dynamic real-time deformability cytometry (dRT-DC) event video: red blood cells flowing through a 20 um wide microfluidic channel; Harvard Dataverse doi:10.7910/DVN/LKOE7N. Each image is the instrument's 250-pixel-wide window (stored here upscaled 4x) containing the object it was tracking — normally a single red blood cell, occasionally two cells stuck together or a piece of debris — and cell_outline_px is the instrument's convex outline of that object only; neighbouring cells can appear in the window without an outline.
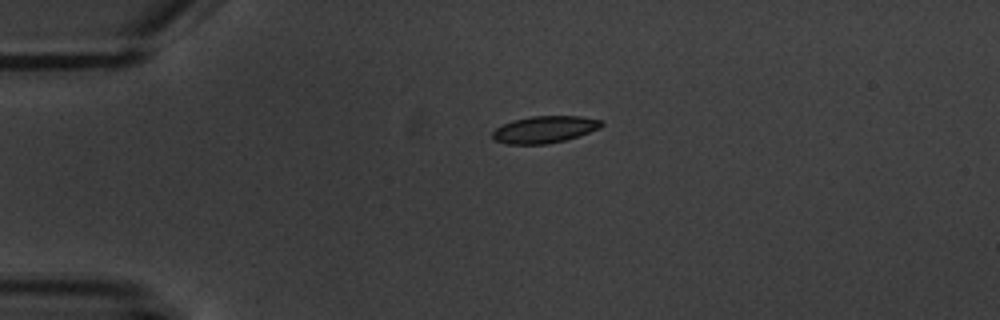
{"species": "common noctule bat (a hibernating species)", "species_latin": "Nyctalus noctula", "temperature_condition": "warm", "stored_images_in_passage": 1, "camera_frame_rate_fps": 3000, "um_per_image_px": 0.085, "animal": {"sex": "male", "body_mass_g": 20.1, "forearm_length_mm": 53.5}, "frame": {"image": 1, "passage_image": 1, "time_ms": 0.0, "image_size_px": [1000, 320], "cell_outline_px": [[604, 124], [600, 128], [564, 140], [548, 144], [508, 144], [496, 140], [492, 136], [492, 132], [496, 128], [512, 120], [532, 116], [580, 116], [604, 120]], "centroid_in_image_um": [46.3, 10.99], "position_along_channel_um": 38.7, "area_um2": 16.99}}